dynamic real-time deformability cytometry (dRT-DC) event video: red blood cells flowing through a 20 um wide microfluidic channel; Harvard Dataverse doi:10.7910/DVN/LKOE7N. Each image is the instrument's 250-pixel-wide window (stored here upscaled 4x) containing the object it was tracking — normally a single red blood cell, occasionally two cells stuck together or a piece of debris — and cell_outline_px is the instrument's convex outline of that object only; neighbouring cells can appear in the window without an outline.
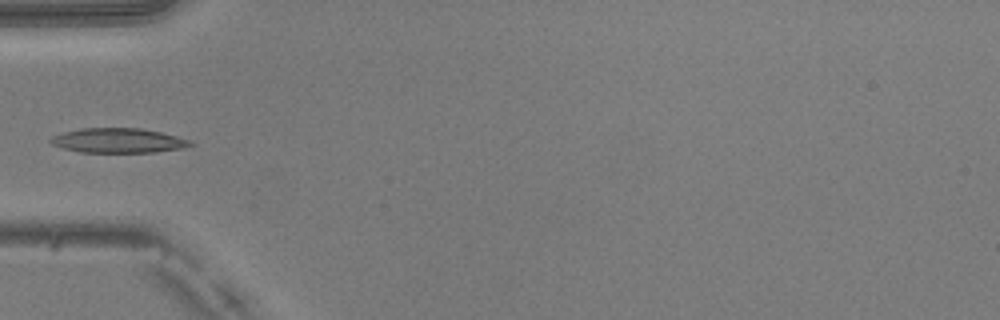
{"species": "common noctule bat (a hibernating species)", "species_latin": "Nyctalus noctula", "temperature_condition": "warm", "stored_images_in_passage": 5, "camera_frame_rate_fps": 3000, "um_per_image_px": 0.085, "animal": {"sex": "male", "body_mass_g": 20.5, "forearm_length_mm": 52.5}, "frame": {"image": 1, "passage_image": 1, "time_ms": 0.0, "image_size_px": [1000, 320], "cell_outline_px": [[196, 144], [184, 148], [156, 152], [80, 152], [64, 148], [52, 144], [48, 140], [52, 136], [64, 132], [80, 128], [140, 128], [160, 132], [192, 140]], "centroid_in_image_um": [10.09, 11.94], "position_along_channel_um": 74.9, "area_um2": 20.11}}
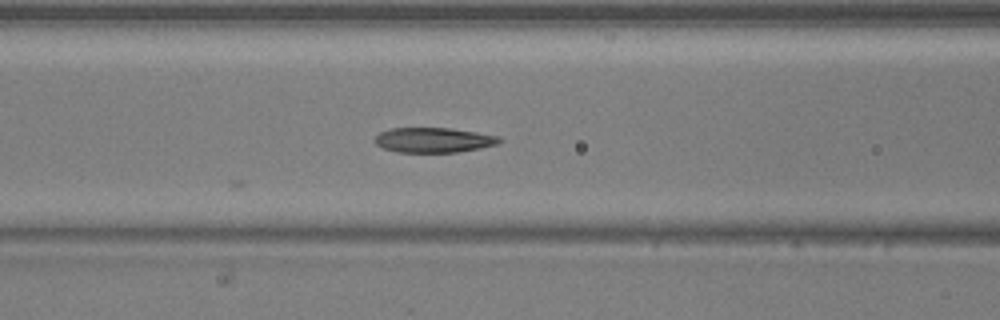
{"frame": {"image": 2, "passage_image": 5, "time_ms": 1.333, "image_size_px": [1000, 320], "cell_outline_px": [[504, 140], [496, 144], [480, 148], [456, 152], [396, 152], [384, 148], [376, 144], [372, 140], [380, 132], [392, 128], [452, 128], [500, 136]], "centroid_in_image_um": [36.86, 11.9], "position_along_channel_um": 129.7, "area_um2": 18.15}}